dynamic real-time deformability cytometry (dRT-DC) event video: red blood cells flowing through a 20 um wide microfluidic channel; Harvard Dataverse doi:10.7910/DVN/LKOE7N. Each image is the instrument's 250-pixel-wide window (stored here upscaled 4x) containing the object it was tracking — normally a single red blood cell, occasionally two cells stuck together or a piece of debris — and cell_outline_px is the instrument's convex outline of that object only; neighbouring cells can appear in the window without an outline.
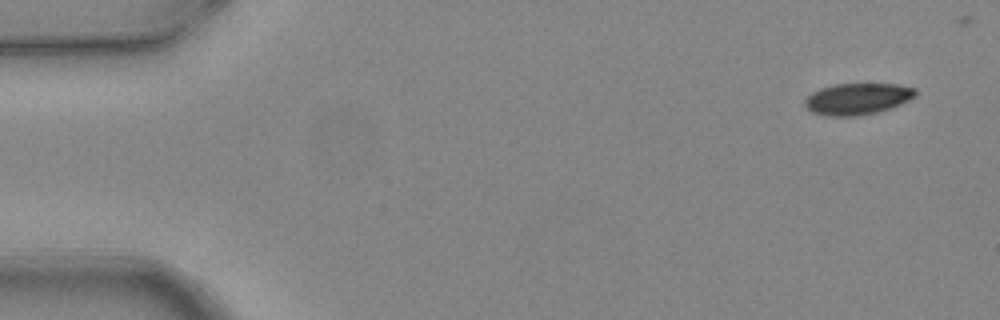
{"species": "common noctule bat (a hibernating species)", "species_latin": "Nyctalus noctula", "temperature_condition": "warm", "stored_images_in_passage": 7, "camera_frame_rate_fps": 3000, "um_per_image_px": 0.085, "animal": {"sex": "female", "body_mass_g": 24.6, "forearm_length_mm": 56.2}, "frame": {"image": 1, "passage_image": 1, "time_ms": 0.0, "image_size_px": [1000, 320], "cell_outline_px": [[916, 96], [900, 104], [876, 112], [856, 116], [828, 116], [812, 112], [804, 104], [804, 100], [812, 92], [820, 88], [832, 84], [896, 84], [916, 88]], "centroid_in_image_um": [72.86, 8.39], "position_along_channel_um": 12.1, "area_um2": 20.17}}
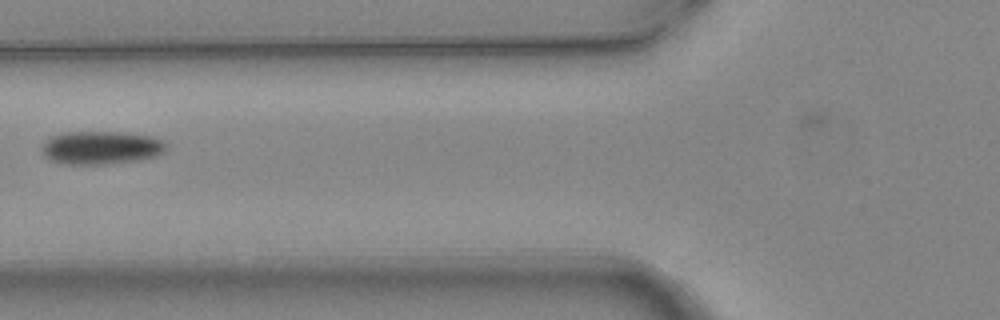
{"frame": {"image": 2, "passage_image": 6, "time_ms": 1.667, "image_size_px": [1000, 320], "cell_outline_px": [[168, 148], [164, 152], [156, 156], [136, 160], [108, 164], [60, 164], [48, 160], [40, 152], [40, 144], [44, 140], [60, 132], [120, 132], [152, 136], [164, 140], [168, 144]], "centroid_in_image_um": [8.54, 12.55], "position_along_channel_um": 117.3, "area_um2": 24.68}}
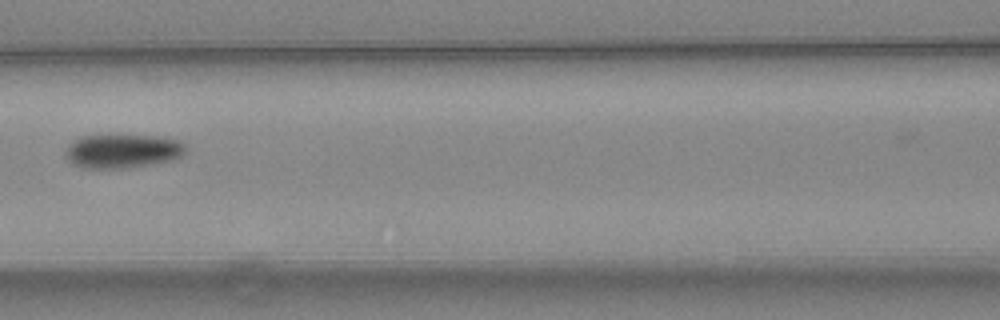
{"frame": {"image": 3, "passage_image": 7, "time_ms": 2.0, "image_size_px": [1000, 320], "cell_outline_px": [[188, 148], [180, 156], [172, 160], [152, 164], [128, 168], [84, 168], [72, 164], [64, 156], [64, 152], [68, 144], [84, 136], [156, 136], [176, 140], [184, 144]], "centroid_in_image_um": [10.39, 12.86], "position_along_channel_um": 156.2, "area_um2": 23.58}}